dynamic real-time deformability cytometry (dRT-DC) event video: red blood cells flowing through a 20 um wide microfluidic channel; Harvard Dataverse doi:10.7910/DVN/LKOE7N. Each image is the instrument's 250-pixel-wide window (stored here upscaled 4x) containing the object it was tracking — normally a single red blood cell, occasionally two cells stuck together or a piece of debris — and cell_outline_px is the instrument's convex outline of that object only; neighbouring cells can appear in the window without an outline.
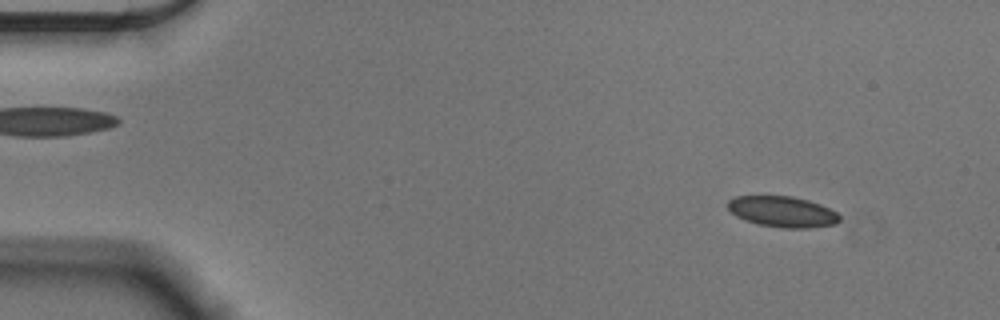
{"species": "Egyptian fruit bat (a non-hibernating species)", "species_latin": "Rousettus aegyptiacus", "temperature_condition": "cold", "stored_images_in_passage": 55, "camera_frame_rate_fps": 3000, "um_per_image_px": 0.085, "animal": {"sex": "male"}, "frame": {"image": 1, "passage_image": 5, "time_ms": 1.333, "image_size_px": [1000, 320], "cell_outline_px": [[840, 220], [836, 224], [808, 228], [780, 228], [756, 224], [744, 220], [736, 216], [728, 208], [728, 200], [736, 196], [792, 196], [808, 200], [820, 204], [836, 212], [840, 216]], "centroid_in_image_um": [66.5, 18.0], "position_along_channel_um": 18.5, "area_um2": 20.17}}
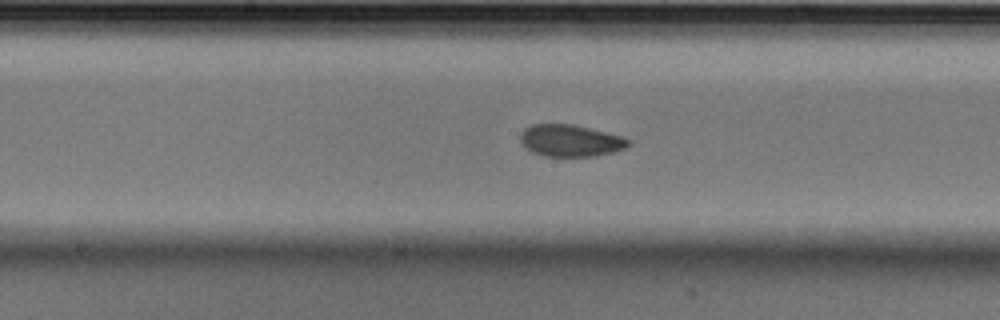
{"frame": {"image": 2, "passage_image": 28, "time_ms": 9.0, "image_size_px": [1000, 320], "cell_outline_px": [[632, 144], [628, 148], [596, 156], [544, 156], [532, 152], [524, 148], [520, 140], [520, 136], [524, 128], [532, 124], [572, 124], [624, 136]], "centroid_in_image_um": [48.5, 11.95], "position_along_channel_um": 199.7, "area_um2": 20.29}}
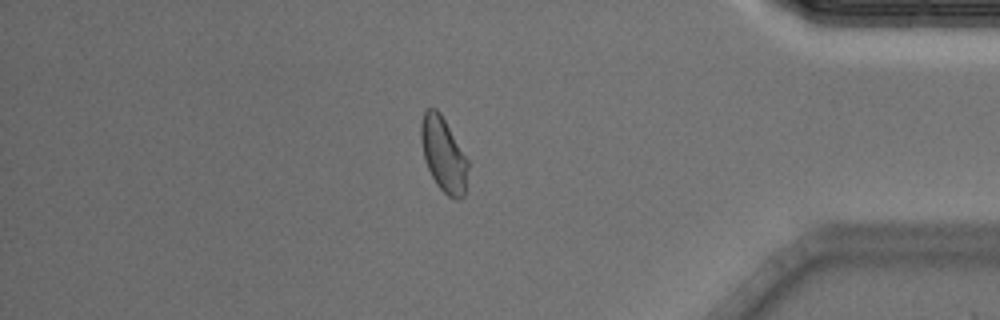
{"frame": {"image": 3, "passage_image": 47, "time_ms": 15.333, "image_size_px": [1000, 320], "cell_outline_px": [[468, 168], [464, 196], [456, 200], [448, 196], [436, 184], [428, 168], [424, 156], [420, 140], [420, 124], [424, 112], [428, 108], [436, 108], [440, 112], [468, 160]], "centroid_in_image_um": [37.69, 13.13], "position_along_channel_um": 397.5, "area_um2": 20.23}, "authors_computed_cell_mechanics": {"area_um2": 20.4034, "velocity_mm_per_s": 3.5938, "shape_relaxation_time_tau1_ms": 4.1332, "shape_relaxation_time_tau2_ms": 1.7129, "deformation_change_tau1": 0.0803, "deformation_change_tau2": 0.0508}}